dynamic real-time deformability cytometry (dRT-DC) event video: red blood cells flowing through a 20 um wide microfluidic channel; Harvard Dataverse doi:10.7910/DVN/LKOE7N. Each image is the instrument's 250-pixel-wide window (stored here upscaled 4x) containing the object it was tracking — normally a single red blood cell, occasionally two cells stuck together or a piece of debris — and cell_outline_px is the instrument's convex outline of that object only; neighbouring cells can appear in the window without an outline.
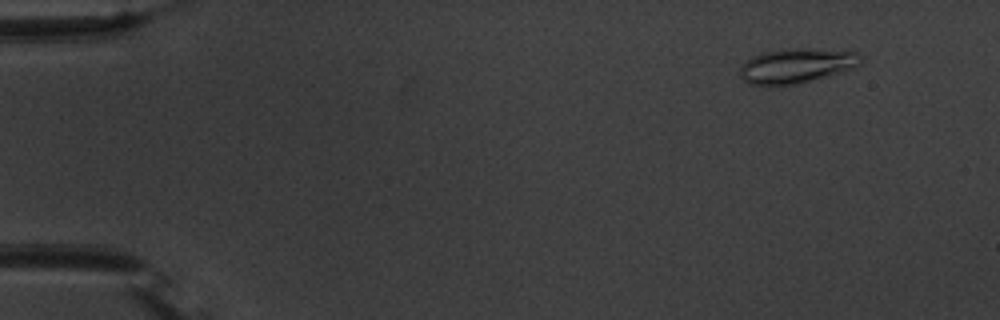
{"species": "common noctule bat (a hibernating species)", "species_latin": "Nyctalus noctula", "temperature_condition": "warm", "stored_images_in_passage": 56, "camera_frame_rate_fps": 3000, "um_per_image_px": 0.085, "animal": {"sex": "male", "body_mass_g": 20.1, "forearm_length_mm": 53.5}, "frame": {"image": 1, "passage_image": 6, "time_ms": 1.667, "image_size_px": [1000, 320], "cell_outline_px": [[860, 64], [852, 68], [828, 76], [792, 84], [748, 84], [740, 76], [740, 64], [752, 56], [764, 52], [784, 48], [804, 48], [856, 52], [860, 56]], "centroid_in_image_um": [67.65, 5.56], "position_along_channel_um": 17.4, "area_um2": 24.04}}
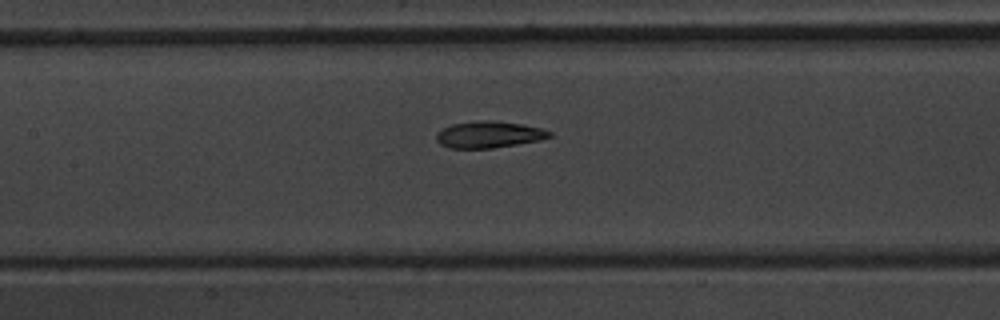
{"frame": {"image": 2, "passage_image": 27, "time_ms": 8.667, "image_size_px": [1000, 320], "cell_outline_px": [[552, 136], [540, 140], [492, 148], [448, 148], [440, 144], [436, 140], [436, 132], [452, 124], [480, 120], [492, 120], [524, 124], [540, 128], [552, 132]], "centroid_in_image_um": [41.54, 11.43], "position_along_channel_um": 165.9, "area_um2": 17.57}}
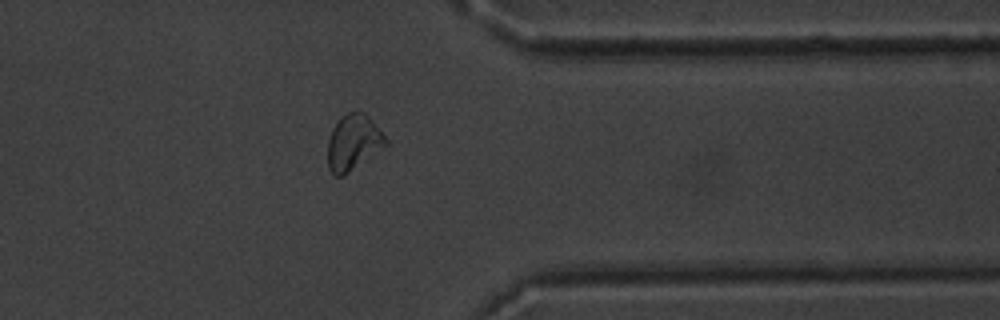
{"frame": {"image": 3, "passage_image": 45, "time_ms": 14.667, "image_size_px": [1000, 320], "cell_outline_px": [[388, 144], [344, 176], [336, 176], [328, 168], [328, 140], [332, 128], [340, 116], [348, 112], [364, 112], [368, 116], [388, 140]], "centroid_in_image_um": [30.02, 12.11], "position_along_channel_um": 381.4, "area_um2": 18.73}, "authors_computed_cell_mechanics": {"area_um2": 18.6983, "velocity_mm_per_s": 3.7083, "shape_relaxation_time_tau1_ms": 5.9011, "shape_relaxation_time_tau2_ms": 2.4191, "deformation_change_tau1": 0.1747, "deformation_change_tau2": 0.0914}}